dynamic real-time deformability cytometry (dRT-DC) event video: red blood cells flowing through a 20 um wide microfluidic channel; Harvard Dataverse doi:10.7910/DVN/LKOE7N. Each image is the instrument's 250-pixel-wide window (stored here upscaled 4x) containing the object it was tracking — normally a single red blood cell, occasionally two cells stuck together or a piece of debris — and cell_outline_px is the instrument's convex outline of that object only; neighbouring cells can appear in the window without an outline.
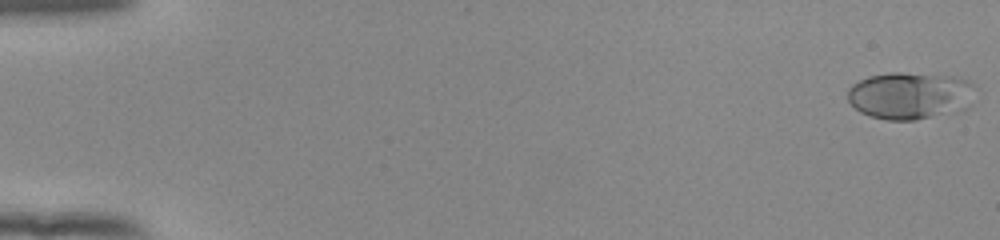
{"species": "human", "species_latin": "Homo sapiens", "temperature_condition": "room temperature", "stored_images_in_passage": 54, "camera_frame_rate_fps": 3000, "um_per_image_px": 0.085, "donor": {"sex": "female"}, "frame": {"image": 1, "passage_image": 1, "time_ms": 0.0, "image_size_px": [1000, 240], "cell_outline_px": [[976, 84], [964, 108], [916, 120], [888, 120], [872, 116], [860, 112], [848, 100], [848, 88], [852, 84], [868, 76], [892, 72], [900, 72], [952, 76], [968, 80]], "centroid_in_image_um": [77.29, 8.1], "position_along_channel_um": 7.7, "area_um2": 34.56}}
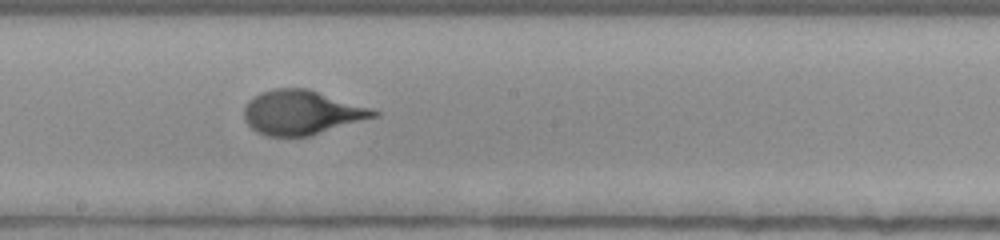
{"frame": {"image": 2, "passage_image": 31, "time_ms": 10.0, "image_size_px": [1000, 240], "cell_outline_px": [[380, 116], [308, 136], [268, 136], [256, 132], [244, 120], [244, 104], [248, 100], [260, 92], [276, 88], [308, 88], [372, 108], [380, 112]], "centroid_in_image_um": [25.64, 9.55], "position_along_channel_um": 222.6, "area_um2": 33.7}}
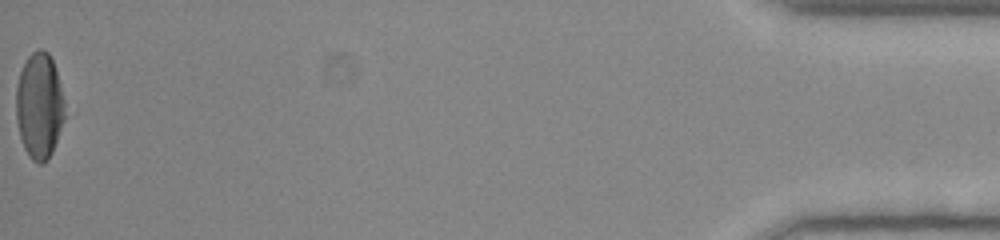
{"frame": {"image": 3, "passage_image": 54, "time_ms": 17.667, "image_size_px": [1000, 240], "cell_outline_px": [[76, 112], [48, 160], [44, 164], [36, 164], [28, 156], [24, 148], [20, 136], [16, 120], [16, 84], [20, 72], [28, 56], [32, 52], [40, 48], [44, 48], [48, 52], [52, 60]], "centroid_in_image_um": [3.54, 9.05], "position_along_channel_um": 431.7, "area_um2": 33.35}}